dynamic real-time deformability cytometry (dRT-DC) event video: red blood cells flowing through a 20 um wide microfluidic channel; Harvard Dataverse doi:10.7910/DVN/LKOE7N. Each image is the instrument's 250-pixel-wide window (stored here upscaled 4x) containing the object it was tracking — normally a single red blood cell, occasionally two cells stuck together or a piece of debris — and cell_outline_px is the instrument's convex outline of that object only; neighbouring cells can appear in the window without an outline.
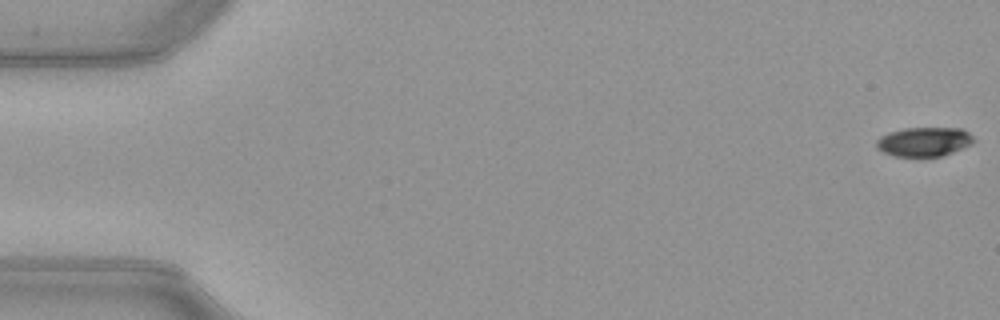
{"species": "common noctule bat (a hibernating species)", "species_latin": "Nyctalus noctula", "temperature_condition": "warm", "stored_images_in_passage": 52, "camera_frame_rate_fps": 3000, "um_per_image_px": 0.085, "animal": {"sex": "female", "body_mass_g": 21.9}, "frame": {"image": 1, "passage_image": 1, "time_ms": 0.0, "image_size_px": [1000, 320], "cell_outline_px": [[976, 140], [972, 144], [952, 152], [940, 156], [892, 156], [876, 148], [876, 140], [880, 136], [888, 132], [904, 128], [960, 128], [968, 132]], "centroid_in_image_um": [78.52, 12.04], "position_along_channel_um": 6.5, "area_um2": 16.59}}
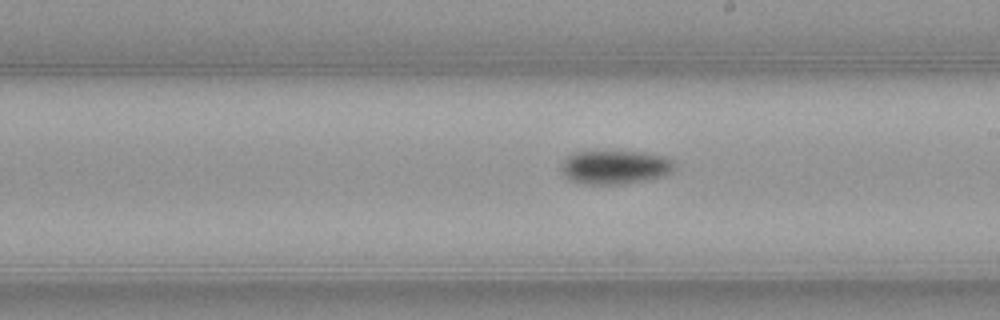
{"frame": {"image": 2, "passage_image": 30, "time_ms": 9.667, "image_size_px": [1000, 320], "cell_outline_px": [[676, 168], [668, 176], [624, 184], [584, 184], [568, 180], [564, 176], [560, 168], [560, 164], [572, 152], [640, 152], [660, 156], [672, 160], [676, 164]], "centroid_in_image_um": [52.27, 14.23], "position_along_channel_um": 236.7, "area_um2": 22.48}}
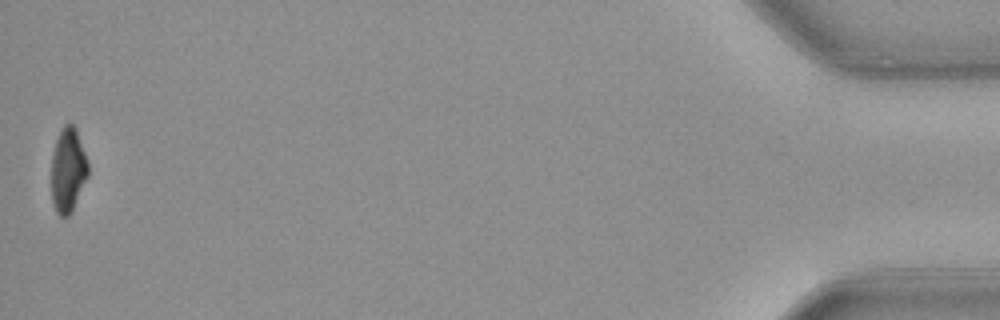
{"frame": {"image": 3, "passage_image": 52, "time_ms": 17.0, "image_size_px": [1000, 320], "cell_outline_px": [[88, 176], [72, 212], [68, 216], [60, 216], [56, 212], [52, 204], [52, 156], [56, 140], [64, 124], [72, 124], [76, 128], [88, 160]], "centroid_in_image_um": [5.79, 14.48], "position_along_channel_um": 429.4, "area_um2": 18.09}, "authors_computed_cell_mechanics": {"area_um2": 19.941, "velocity_mm_per_s": 3.9992, "shape_relaxation_time_tau1_ms": 2.1429, "shape_relaxation_time_tau2_ms": null, "deformation_change_tau1": 0.1498, "deformation_change_tau2": null}}